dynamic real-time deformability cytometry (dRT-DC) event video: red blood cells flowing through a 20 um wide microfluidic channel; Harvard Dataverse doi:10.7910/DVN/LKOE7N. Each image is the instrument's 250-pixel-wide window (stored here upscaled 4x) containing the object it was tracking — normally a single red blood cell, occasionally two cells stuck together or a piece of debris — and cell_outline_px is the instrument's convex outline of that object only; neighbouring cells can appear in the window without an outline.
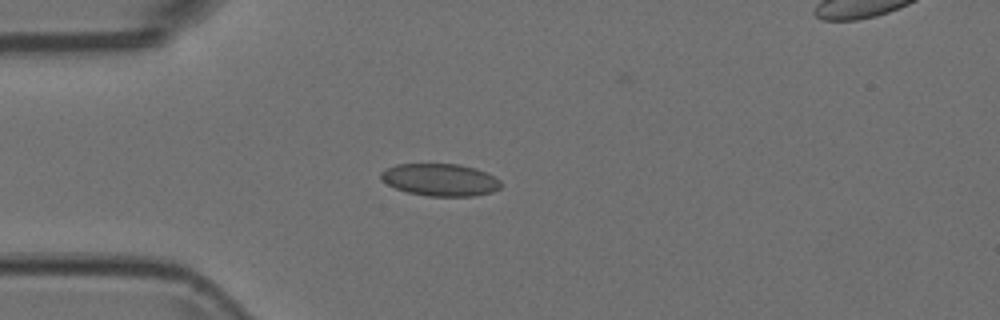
{"species": "Egyptian fruit bat (a non-hibernating species)", "species_latin": "Rousettus aegyptiacus", "temperature_condition": "room temperature", "stored_images_in_passage": 44, "camera_frame_rate_fps": 3000, "um_per_image_px": 0.085, "animal": {"sex": "female"}, "frame": {"image": 1, "passage_image": 9, "time_ms": 2.667, "image_size_px": [1000, 320], "cell_outline_px": [[500, 188], [492, 192], [472, 196], [428, 196], [408, 192], [396, 188], [388, 184], [380, 176], [380, 172], [384, 168], [396, 164], [460, 164], [476, 168], [500, 180]], "centroid_in_image_um": [37.4, 15.27], "position_along_channel_um": 47.6, "area_um2": 22.48}}
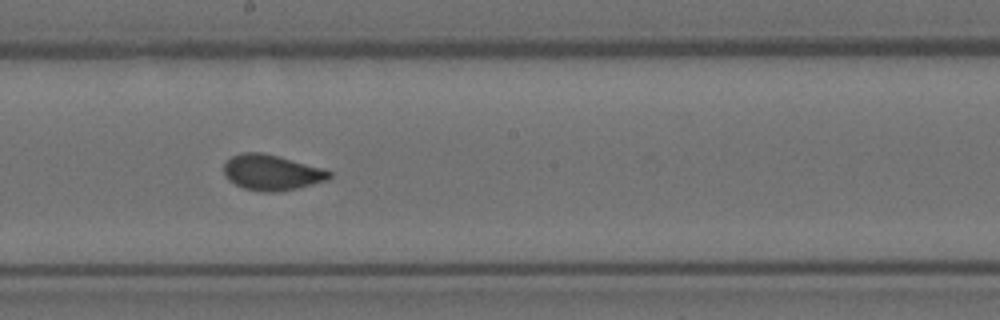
{"frame": {"image": 2, "passage_image": 24, "time_ms": 7.667, "image_size_px": [1000, 320], "cell_outline_px": [[332, 176], [328, 180], [296, 188], [276, 192], [264, 192], [244, 188], [228, 180], [224, 176], [224, 164], [232, 156], [240, 152], [264, 152], [324, 168], [332, 172]], "centroid_in_image_um": [23.1, 14.65], "position_along_channel_um": 225.1, "area_um2": 21.96}}
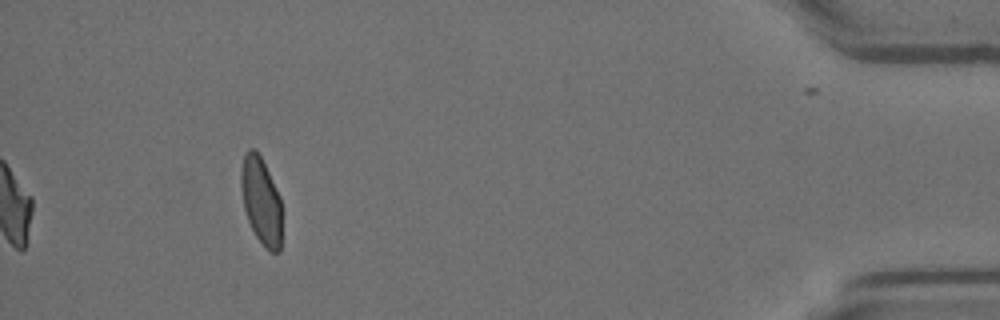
{"frame": {"image": 3, "passage_image": 44, "time_ms": 14.333, "image_size_px": [1000, 320], "cell_outline_px": [[280, 252], [272, 252], [264, 248], [256, 236], [248, 220], [244, 208], [240, 184], [240, 172], [244, 152], [248, 148], [256, 148], [280, 196]], "centroid_in_image_um": [22.16, 17.04], "position_along_channel_um": 413.0, "area_um2": 20.63}}